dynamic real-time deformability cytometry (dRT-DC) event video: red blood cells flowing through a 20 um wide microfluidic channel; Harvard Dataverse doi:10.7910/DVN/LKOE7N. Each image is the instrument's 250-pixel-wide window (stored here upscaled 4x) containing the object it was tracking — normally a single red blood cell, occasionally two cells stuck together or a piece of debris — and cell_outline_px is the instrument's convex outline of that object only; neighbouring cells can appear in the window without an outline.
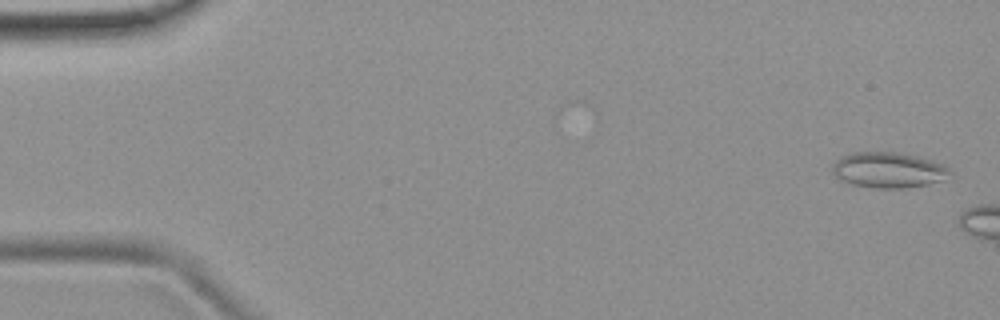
{"species": "common noctule bat (a hibernating species)", "species_latin": "Nyctalus noctula", "temperature_condition": "room temperature", "stored_images_in_passage": 7, "camera_frame_rate_fps": 3000, "um_per_image_px": 0.085, "animal": {"sex": "female", "body_mass_g": 19.9}, "frame": {"image": 1, "passage_image": 2, "time_ms": 0.333, "image_size_px": [1000, 320], "cell_outline_px": [[952, 172], [944, 180], [928, 184], [908, 188], [876, 188], [852, 184], [840, 180], [832, 172], [832, 164], [840, 156], [852, 152], [896, 152], [920, 156], [944, 164]], "centroid_in_image_um": [75.52, 14.44], "position_along_channel_um": 9.5, "area_um2": 24.68}}